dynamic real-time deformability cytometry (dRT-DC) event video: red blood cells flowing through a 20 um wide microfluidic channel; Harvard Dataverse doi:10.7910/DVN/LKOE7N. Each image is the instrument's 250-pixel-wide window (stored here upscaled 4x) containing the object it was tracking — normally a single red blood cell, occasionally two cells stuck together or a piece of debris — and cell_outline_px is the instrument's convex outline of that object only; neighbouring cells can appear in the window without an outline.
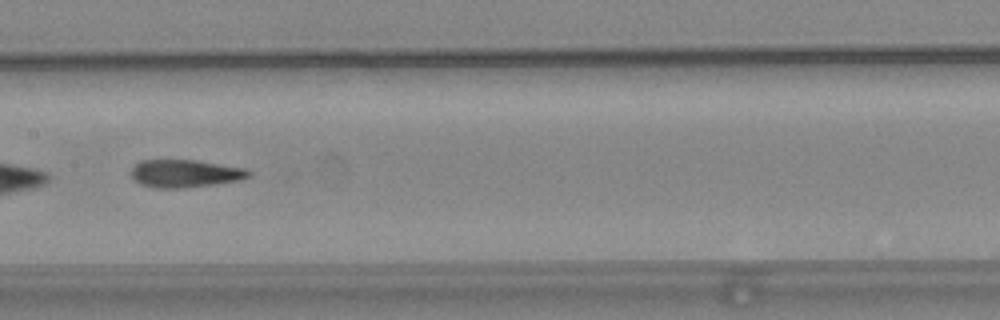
{"species": "common noctule bat (a hibernating species)", "species_latin": "Nyctalus noctula", "temperature_condition": "warm", "stored_images_in_passage": 24, "camera_frame_rate_fps": 3000, "um_per_image_px": 0.085, "animal": {"sex": "female", "body_mass_g": 24.6, "forearm_length_mm": 56.2}, "frame": {"image": 1, "passage_image": 11, "time_ms": 3.333, "image_size_px": [1000, 320], "cell_outline_px": [[252, 176], [240, 180], [184, 188], [156, 188], [140, 184], [132, 176], [132, 168], [140, 160], [196, 160], [248, 168], [252, 172]], "centroid_in_image_um": [15.79, 14.74], "position_along_channel_um": 191.6, "area_um2": 19.07}}
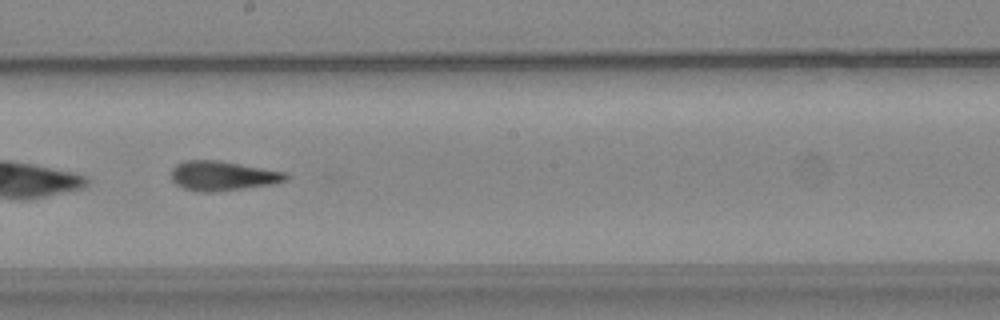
{"frame": {"image": 2, "passage_image": 14, "time_ms": 4.333, "image_size_px": [1000, 320], "cell_outline_px": [[288, 180], [272, 184], [216, 192], [200, 192], [184, 188], [176, 184], [172, 180], [172, 168], [176, 164], [184, 160], [220, 160], [288, 172]], "centroid_in_image_um": [18.95, 14.93], "position_along_channel_um": 229.3, "area_um2": 19.94}}
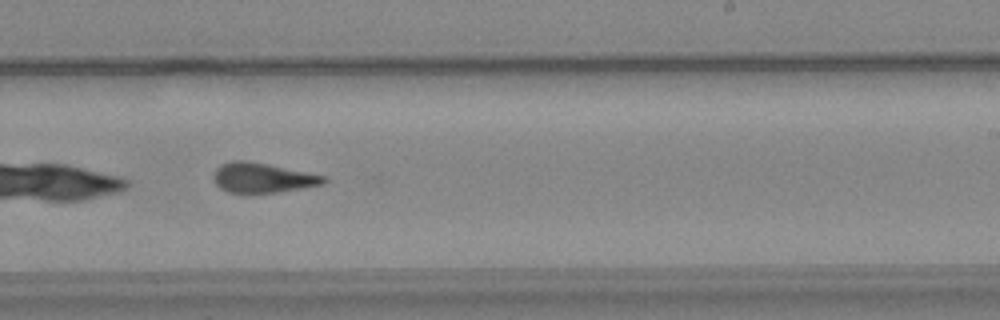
{"frame": {"image": 3, "passage_image": 17, "time_ms": 5.333, "image_size_px": [1000, 320], "cell_outline_px": [[328, 180], [324, 184], [252, 196], [228, 192], [220, 188], [212, 180], [212, 172], [220, 164], [232, 160], [248, 160], [328, 176]], "centroid_in_image_um": [22.26, 15.13], "position_along_channel_um": 266.7, "area_um2": 20.0}}